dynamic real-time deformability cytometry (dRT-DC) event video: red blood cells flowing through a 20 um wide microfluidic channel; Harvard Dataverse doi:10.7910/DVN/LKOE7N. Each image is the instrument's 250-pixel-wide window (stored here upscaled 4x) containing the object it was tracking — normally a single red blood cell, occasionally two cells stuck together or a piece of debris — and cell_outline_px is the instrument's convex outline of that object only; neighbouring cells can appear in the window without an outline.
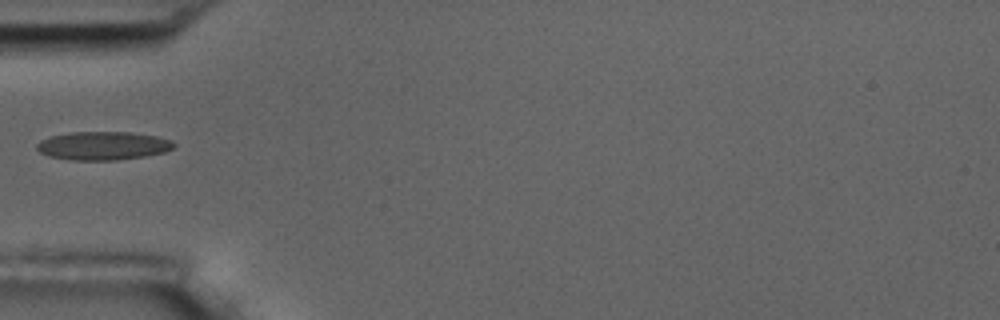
{"species": "common noctule bat (a hibernating species)", "species_latin": "Nyctalus noctula", "temperature_condition": "room temperature", "stored_images_in_passage": 6, "camera_frame_rate_fps": 3000, "um_per_image_px": 0.085, "animal": {"sex": "male", "body_mass_g": 17.5, "forearm_length_mm": 52.3}, "frame": {"image": 1, "passage_image": 6, "time_ms": 6.667, "image_size_px": [1000, 320], "cell_outline_px": [[176, 144], [172, 148], [164, 152], [144, 156], [116, 160], [72, 160], [48, 156], [40, 152], [36, 148], [36, 144], [40, 140], [48, 136], [72, 132], [128, 132], [156, 136], [172, 140]], "centroid_in_image_um": [8.72, 12.38], "position_along_channel_um": 76.3, "area_um2": 22.72}}